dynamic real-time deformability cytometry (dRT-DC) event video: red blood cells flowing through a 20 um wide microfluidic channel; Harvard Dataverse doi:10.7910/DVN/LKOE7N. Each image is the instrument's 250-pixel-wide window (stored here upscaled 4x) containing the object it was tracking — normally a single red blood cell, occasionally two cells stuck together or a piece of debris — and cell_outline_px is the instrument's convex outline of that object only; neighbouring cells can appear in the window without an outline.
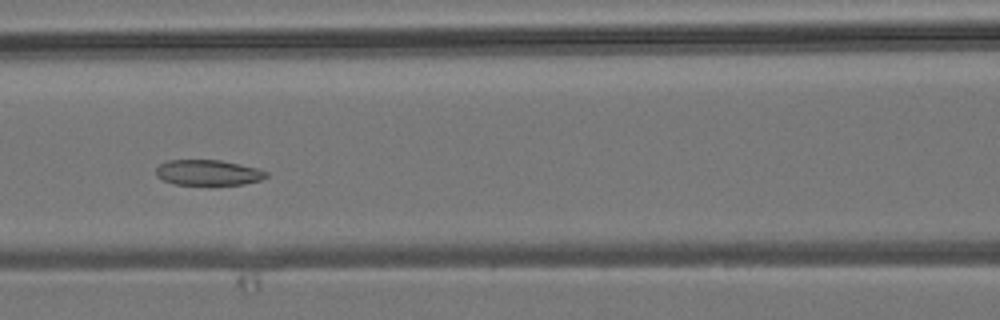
{"species": "common noctule bat (a hibernating species)", "species_latin": "Nyctalus noctula", "temperature_condition": "room temperature", "stored_images_in_passage": 8, "camera_frame_rate_fps": 3000, "um_per_image_px": 0.085, "animal": {"sex": "male", "body_mass_g": 19.2, "forearm_length_mm": 51.8}, "frame": {"image": 1, "passage_image": 5, "time_ms": 4.667, "image_size_px": [1000, 320], "cell_outline_px": [[268, 176], [260, 180], [244, 184], [176, 184], [164, 180], [156, 176], [156, 168], [160, 164], [168, 160], [220, 160], [240, 164], [256, 168], [268, 172]], "centroid_in_image_um": [17.69, 14.66], "position_along_channel_um": 148.9, "area_um2": 16.18}}
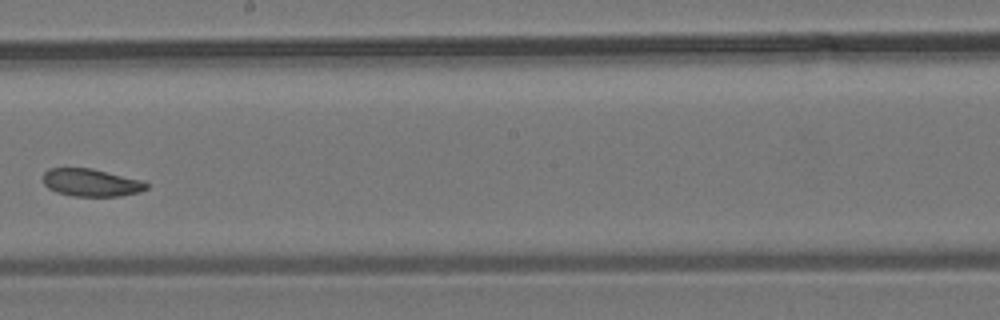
{"frame": {"image": 2, "passage_image": 7, "time_ms": 7.0, "image_size_px": [1000, 320], "cell_outline_px": [[148, 188], [140, 192], [120, 196], [72, 196], [56, 192], [48, 188], [44, 184], [44, 172], [48, 168], [92, 168], [144, 180], [148, 184]], "centroid_in_image_um": [7.78, 15.52], "position_along_channel_um": 240.4, "area_um2": 16.82}}
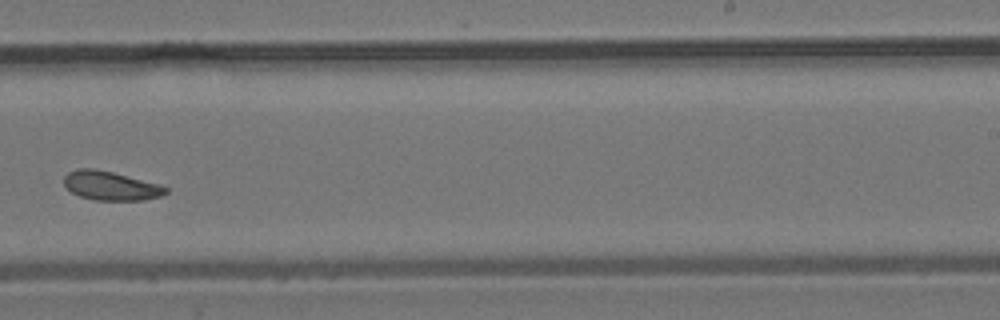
{"frame": {"image": 3, "passage_image": 8, "time_ms": 8.0, "image_size_px": [1000, 320], "cell_outline_px": [[168, 192], [160, 196], [144, 200], [92, 200], [80, 196], [72, 192], [64, 184], [64, 176], [68, 172], [76, 168], [96, 168], [160, 184], [168, 188]], "centroid_in_image_um": [9.4, 15.78], "position_along_channel_um": 279.6, "area_um2": 17.22}}